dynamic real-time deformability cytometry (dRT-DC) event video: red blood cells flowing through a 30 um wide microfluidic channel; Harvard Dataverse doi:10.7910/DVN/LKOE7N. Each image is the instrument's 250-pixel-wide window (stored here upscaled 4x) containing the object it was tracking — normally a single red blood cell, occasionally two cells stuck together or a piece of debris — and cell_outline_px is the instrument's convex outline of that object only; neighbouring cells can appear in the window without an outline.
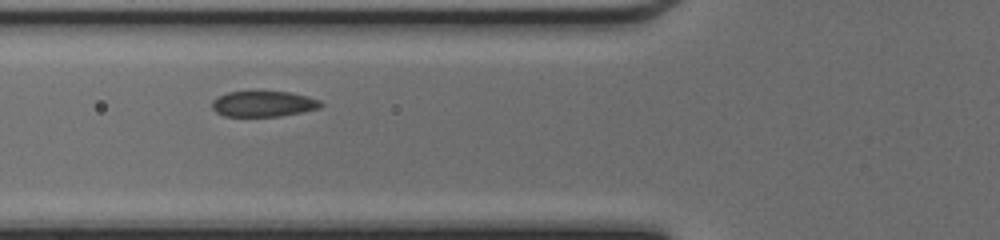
{"species": "common noctule bat (a hibernating species)", "species_latin": "Nyctalus noctula", "temperature_condition": "cold", "stored_images_in_passage": 17, "camera_frame_rate_fps": 3000, "um_per_image_px": 0.085, "animal": {"sex": "female", "body_mass_g": 17.0, "forearm_length_mm": 48.0}, "frame": {"image": 1, "passage_image": 3, "time_ms": 0.667, "image_size_px": [1000, 240], "cell_outline_px": [[316, 104], [308, 108], [288, 112], [260, 116], [236, 116], [224, 112], [216, 104], [224, 96], [240, 92], [272, 92], [292, 96], [308, 100]], "centroid_in_image_um": [22.21, 8.83], "position_along_channel_um": 103.6, "area_um2": 12.6}}
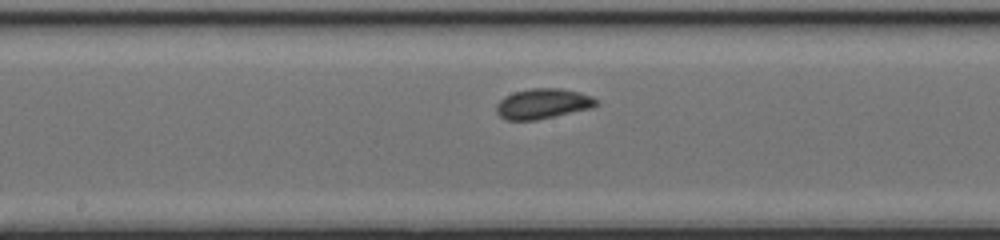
{"frame": {"image": 2, "passage_image": 10, "time_ms": 3.0, "image_size_px": [1000, 240], "cell_outline_px": [[592, 104], [576, 108], [540, 116], [508, 116], [504, 112], [504, 104], [512, 96], [524, 92], [560, 92], [592, 100]], "centroid_in_image_um": [46.11, 8.81], "position_along_channel_um": 202.1, "area_um2": 11.44}}
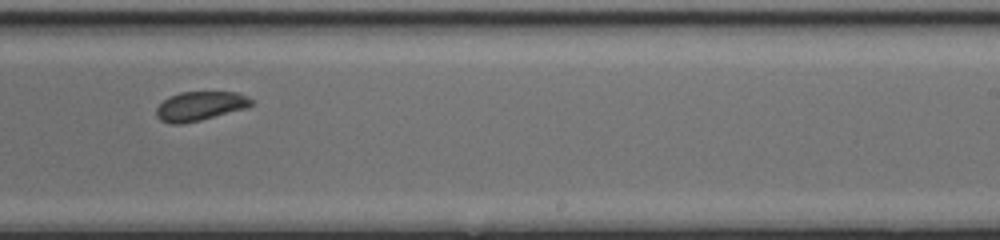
{"frame": {"image": 3, "passage_image": 15, "time_ms": 4.667, "image_size_px": [1000, 240], "cell_outline_px": [[248, 104], [192, 120], [168, 120], [160, 112], [160, 108], [168, 100], [176, 96], [196, 92], [220, 92], [244, 100]], "centroid_in_image_um": [16.91, 8.96], "position_along_channel_um": 272.1, "area_um2": 12.02}}